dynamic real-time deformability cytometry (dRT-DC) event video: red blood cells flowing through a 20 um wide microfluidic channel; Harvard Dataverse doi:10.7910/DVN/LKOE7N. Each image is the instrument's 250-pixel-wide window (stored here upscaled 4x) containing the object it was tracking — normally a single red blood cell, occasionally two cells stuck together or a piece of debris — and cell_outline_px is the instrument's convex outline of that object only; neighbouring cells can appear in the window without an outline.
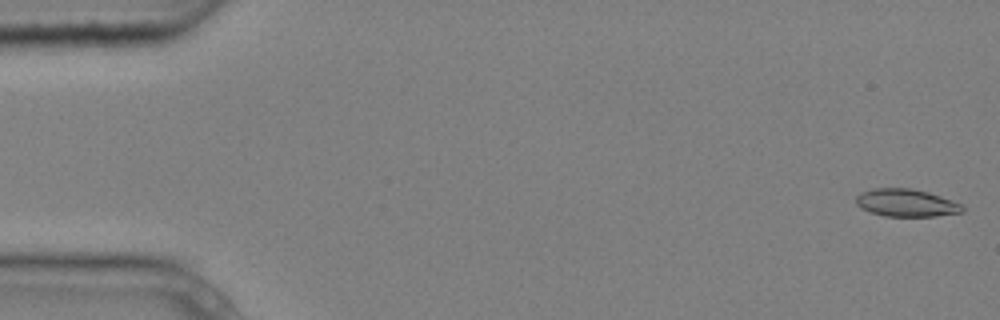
{"species": "common noctule bat (a hibernating species)", "species_latin": "Nyctalus noctula", "temperature_condition": "cold", "stored_images_in_passage": 5, "camera_frame_rate_fps": 3000, "um_per_image_px": 0.085, "animal": {"sex": "male", "body_mass_g": 20.4}, "frame": {"image": 1, "passage_image": 1, "time_ms": 0.0, "image_size_px": [1000, 320], "cell_outline_px": [[964, 212], [936, 216], [884, 216], [860, 208], [856, 204], [856, 196], [860, 192], [872, 188], [912, 188], [928, 192], [940, 196], [960, 204], [964, 208]], "centroid_in_image_um": [77.0, 17.24], "position_along_channel_um": 8.0, "area_um2": 17.11}}
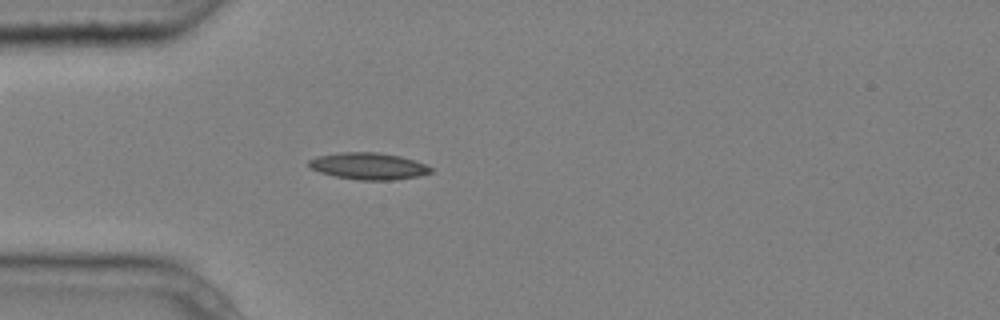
{"frame": {"image": 2, "passage_image": 5, "time_ms": 1.333, "image_size_px": [1000, 320], "cell_outline_px": [[432, 172], [416, 176], [392, 180], [360, 180], [336, 176], [320, 172], [312, 168], [308, 164], [308, 160], [316, 156], [340, 152], [376, 152], [400, 156], [424, 164], [432, 168]], "centroid_in_image_um": [31.29, 14.11], "position_along_channel_um": 53.7, "area_um2": 18.79}}